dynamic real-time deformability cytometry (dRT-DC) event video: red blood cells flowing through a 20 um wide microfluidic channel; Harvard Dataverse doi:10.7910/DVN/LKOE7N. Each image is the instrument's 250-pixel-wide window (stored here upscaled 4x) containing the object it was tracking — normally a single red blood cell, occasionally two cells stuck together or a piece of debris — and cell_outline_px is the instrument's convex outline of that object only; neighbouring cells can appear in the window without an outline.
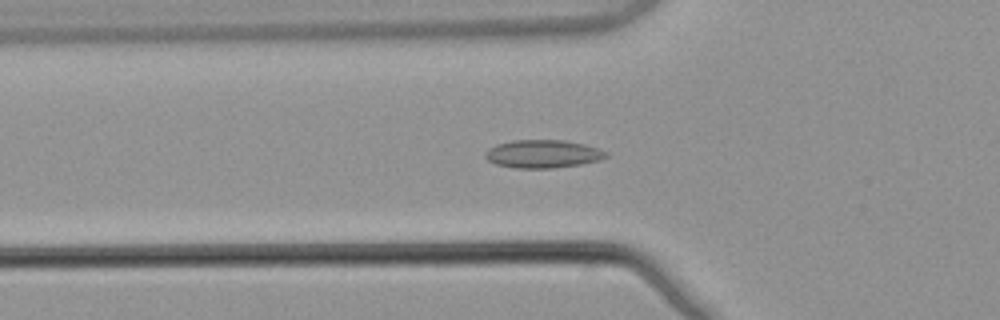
{"species": "common noctule bat (a hibernating species)", "species_latin": "Nyctalus noctula", "temperature_condition": "warm", "stored_images_in_passage": 54, "camera_frame_rate_fps": 3000, "um_per_image_px": 0.085, "animal": {"sex": "male", "body_mass_g": 21.5, "forearm_length_mm": 52.0}, "frame": {"image": 1, "passage_image": 20, "time_ms": 6.333, "image_size_px": [1000, 320], "cell_outline_px": [[608, 156], [600, 160], [580, 164], [552, 168], [516, 168], [496, 164], [488, 160], [484, 156], [484, 152], [488, 148], [496, 144], [512, 140], [564, 140], [584, 144], [608, 152]], "centroid_in_image_um": [46.12, 13.08], "position_along_channel_um": 79.7, "area_um2": 19.77}}
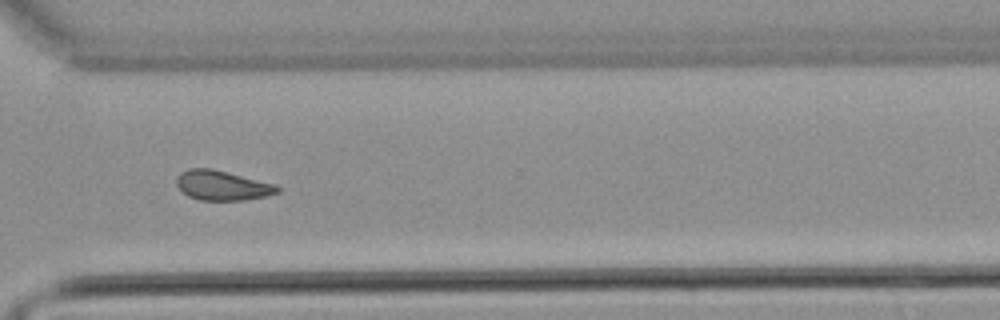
{"frame": {"image": 2, "passage_image": 41, "time_ms": 13.333, "image_size_px": [1000, 320], "cell_outline_px": [[280, 192], [268, 196], [244, 200], [200, 200], [188, 196], [176, 184], [176, 180], [180, 172], [188, 168], [212, 168], [276, 184], [280, 188]], "centroid_in_image_um": [18.92, 15.76], "position_along_channel_um": 351.7, "area_um2": 17.57}}
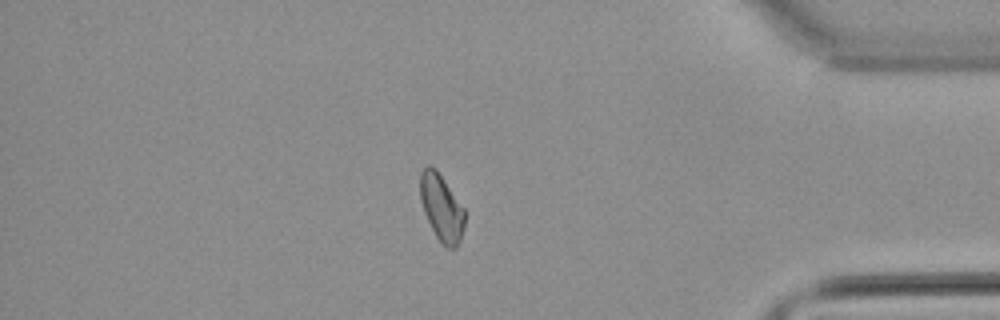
{"frame": {"image": 3, "passage_image": 47, "time_ms": 15.333, "image_size_px": [1000, 320], "cell_outline_px": [[464, 228], [460, 240], [456, 248], [444, 248], [440, 244], [424, 212], [420, 200], [420, 172], [428, 164], [436, 168], [464, 208]], "centroid_in_image_um": [37.52, 17.66], "position_along_channel_um": 397.7, "area_um2": 17.4}, "authors_computed_cell_mechanics": {"area_um2": 17.8891, "velocity_mm_per_s": 3.8775, "shape_relaxation_time_tau1_ms": null, "shape_relaxation_time_tau2_ms": 8.1038, "deformation_change_tau1": null, "deformation_change_tau2": 0.1362}}